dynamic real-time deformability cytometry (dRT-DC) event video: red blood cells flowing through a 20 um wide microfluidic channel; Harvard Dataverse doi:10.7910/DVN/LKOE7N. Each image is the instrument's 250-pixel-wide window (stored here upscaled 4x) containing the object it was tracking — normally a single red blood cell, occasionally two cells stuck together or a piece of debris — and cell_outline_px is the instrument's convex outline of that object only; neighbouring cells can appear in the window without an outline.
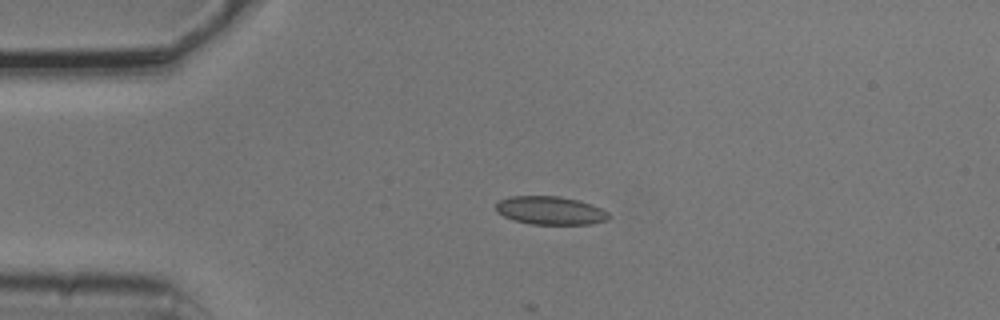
{"species": "common noctule bat (a hibernating species)", "species_latin": "Nyctalus noctula", "temperature_condition": "cold", "stored_images_in_passage": 2, "camera_frame_rate_fps": 3000, "um_per_image_px": 0.085, "animal": {"sex": "male", "body_mass_g": 20.5, "forearm_length_mm": 52.5}, "frame": {"image": 1, "passage_image": 1, "time_ms": 0.0, "image_size_px": [1000, 320], "cell_outline_px": [[608, 220], [592, 224], [532, 224], [516, 220], [504, 216], [496, 212], [496, 204], [500, 200], [508, 196], [560, 196], [592, 204], [608, 212]], "centroid_in_image_um": [46.77, 17.89], "position_along_channel_um": 38.2, "area_um2": 18.5}}